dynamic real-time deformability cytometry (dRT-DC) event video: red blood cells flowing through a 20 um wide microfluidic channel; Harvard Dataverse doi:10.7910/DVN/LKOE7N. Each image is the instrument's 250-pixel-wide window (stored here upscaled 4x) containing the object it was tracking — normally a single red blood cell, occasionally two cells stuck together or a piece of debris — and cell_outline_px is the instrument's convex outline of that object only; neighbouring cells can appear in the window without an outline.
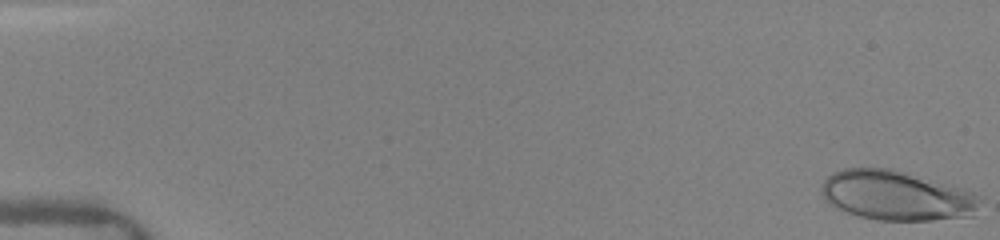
{"species": "human", "species_latin": "Homo sapiens", "temperature_condition": "warm", "stored_images_in_passage": 26, "camera_frame_rate_fps": 3000, "um_per_image_px": 0.085, "donor": {"sex": "female"}, "frame": {"image": 1, "passage_image": 1, "time_ms": 0.0, "image_size_px": [1000, 240], "cell_outline_px": [[980, 200], [972, 216], [932, 220], [880, 220], [860, 216], [836, 208], [824, 200], [820, 192], [824, 180], [832, 172], [844, 168], [892, 168], [964, 188], [980, 196]], "centroid_in_image_um": [76.18, 16.61], "position_along_channel_um": 8.8, "area_um2": 45.95}}
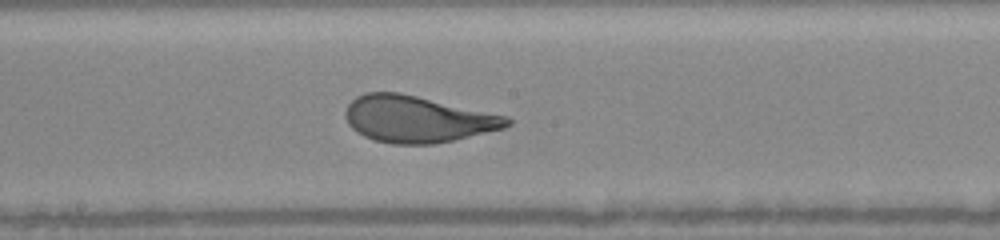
{"frame": {"image": 2, "passage_image": 18, "time_ms": 9.0, "image_size_px": [1000, 240], "cell_outline_px": [[512, 124], [504, 128], [452, 140], [432, 144], [392, 144], [376, 140], [364, 136], [356, 132], [348, 124], [344, 116], [344, 112], [348, 104], [356, 96], [368, 92], [400, 92], [508, 116], [512, 120]], "centroid_in_image_um": [35.46, 10.11], "position_along_channel_um": 212.7, "area_um2": 43.87}}
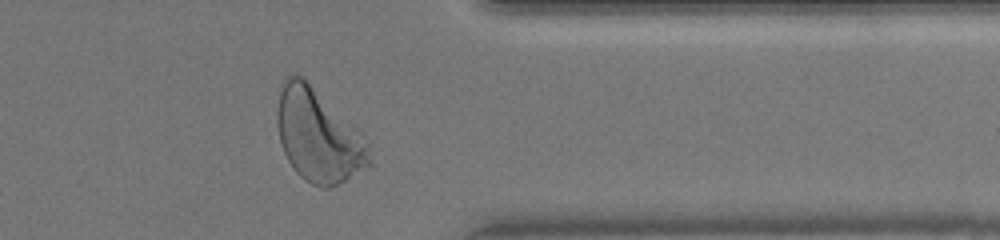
{"frame": {"image": 3, "passage_image": 25, "time_ms": 13.333, "image_size_px": [1000, 240], "cell_outline_px": [[372, 164], [344, 180], [328, 188], [320, 188], [304, 180], [296, 172], [288, 160], [284, 152], [280, 140], [276, 120], [276, 112], [280, 92], [288, 76], [292, 72], [300, 76], [356, 128], [368, 144]], "centroid_in_image_um": [27.03, 11.58], "position_along_channel_um": 384.4, "area_um2": 48.73}, "authors_computed_cell_mechanics": {"area_um2": 45.084, "velocity_mm_per_s": 4.1032, "shape_relaxation_time_tau1_ms": 2.7177, "shape_relaxation_time_tau2_ms": null, "deformation_change_tau1": 0.1638, "deformation_change_tau2": null}}